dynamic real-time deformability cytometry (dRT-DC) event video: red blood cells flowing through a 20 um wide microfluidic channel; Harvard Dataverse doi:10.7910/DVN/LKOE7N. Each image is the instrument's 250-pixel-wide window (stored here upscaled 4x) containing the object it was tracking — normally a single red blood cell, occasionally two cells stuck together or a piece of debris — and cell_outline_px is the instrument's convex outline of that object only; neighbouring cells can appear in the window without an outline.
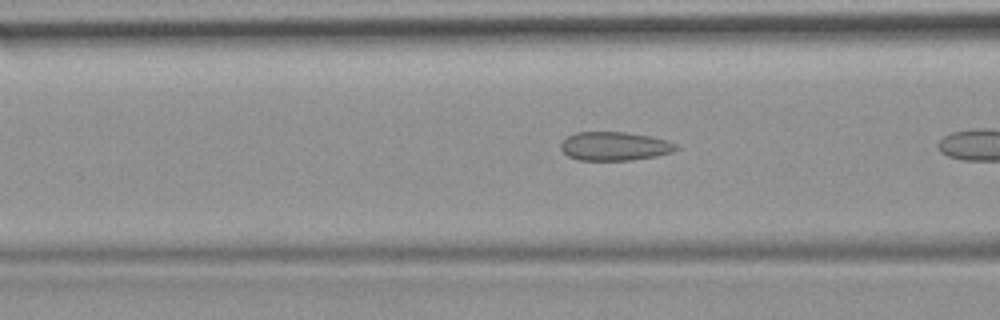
{"species": "common noctule bat (a hibernating species)", "species_latin": "Nyctalus noctula", "temperature_condition": "room temperature", "stored_images_in_passage": 7, "camera_frame_rate_fps": 3000, "um_per_image_px": 0.085, "animal": {"sex": "female", "body_mass_g": 19.9}, "frame": {"image": 1, "passage_image": 6, "time_ms": 1.667, "image_size_px": [1000, 320], "cell_outline_px": [[680, 148], [672, 152], [656, 156], [632, 160], [576, 160], [568, 156], [560, 148], [560, 144], [568, 136], [576, 132], [624, 132], [652, 136], [668, 140], [676, 144]], "centroid_in_image_um": [52.26, 12.43], "position_along_channel_um": 114.3, "area_um2": 19.42}}